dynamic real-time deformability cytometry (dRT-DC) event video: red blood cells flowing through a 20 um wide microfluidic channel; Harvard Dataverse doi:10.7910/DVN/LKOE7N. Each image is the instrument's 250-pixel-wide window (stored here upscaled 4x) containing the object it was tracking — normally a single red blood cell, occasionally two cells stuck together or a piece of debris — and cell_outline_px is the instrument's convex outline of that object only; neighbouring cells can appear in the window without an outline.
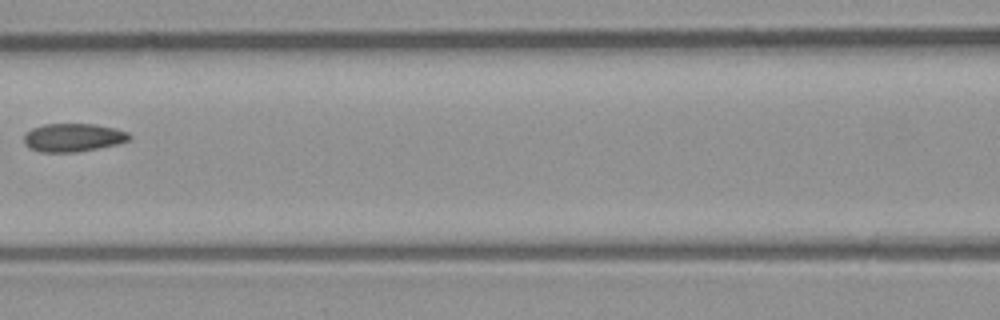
{"species": "common noctule bat (a hibernating species)", "species_latin": "Nyctalus noctula", "temperature_condition": "room temperature", "stored_images_in_passage": 8, "camera_frame_rate_fps": 3000, "um_per_image_px": 0.085, "animal": {"sex": "male", "body_mass_g": 23.1, "forearm_length_mm": 52.7}, "frame": {"image": 1, "passage_image": 7, "time_ms": 2.0, "image_size_px": [1000, 320], "cell_outline_px": [[132, 140], [116, 144], [76, 152], [40, 152], [28, 148], [24, 144], [24, 132], [32, 128], [44, 124], [96, 124], [116, 128], [128, 132], [132, 136]], "centroid_in_image_um": [6.2, 11.68], "position_along_channel_um": 160.4, "area_um2": 17.57}}
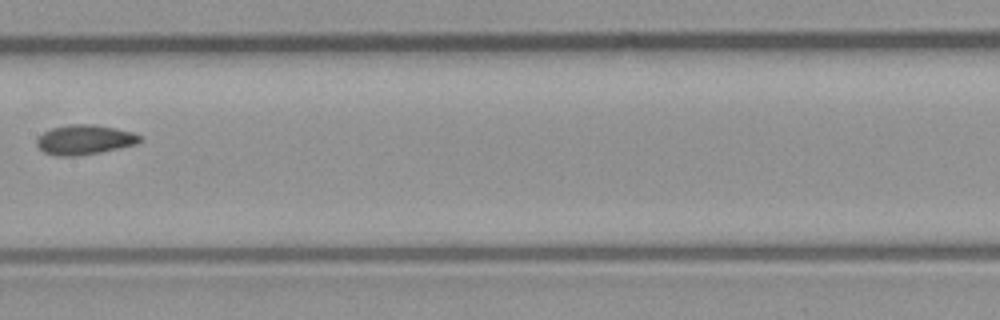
{"frame": {"image": 2, "passage_image": 8, "time_ms": 2.333, "image_size_px": [1000, 320], "cell_outline_px": [[140, 140], [136, 144], [120, 148], [100, 152], [76, 156], [56, 156], [44, 152], [36, 144], [36, 140], [44, 132], [52, 128], [68, 124], [92, 124], [132, 132], [140, 136]], "centroid_in_image_um": [7.15, 11.88], "position_along_channel_um": 200.2, "area_um2": 17.63}}